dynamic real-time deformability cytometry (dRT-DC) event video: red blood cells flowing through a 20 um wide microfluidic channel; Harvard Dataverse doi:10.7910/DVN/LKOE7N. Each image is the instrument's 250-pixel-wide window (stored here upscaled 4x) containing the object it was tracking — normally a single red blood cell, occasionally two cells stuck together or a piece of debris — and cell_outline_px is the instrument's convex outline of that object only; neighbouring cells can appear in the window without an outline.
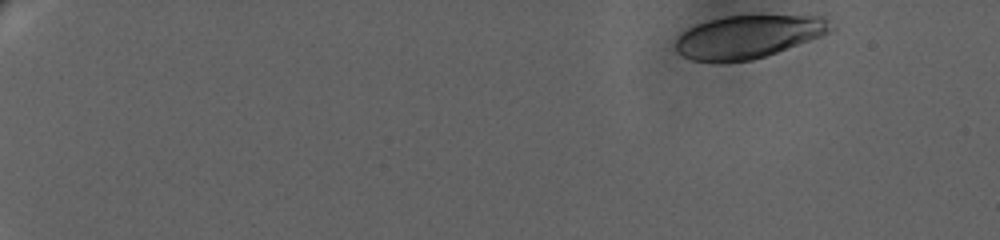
{"species": "human", "species_latin": "Homo sapiens", "temperature_condition": "warm", "stored_images_in_passage": 15, "camera_frame_rate_fps": 3000, "um_per_image_px": 0.085, "donor": {"sex": "female"}, "frame": {"image": 1, "passage_image": 1, "time_ms": 0.0, "image_size_px": [1000, 240], "cell_outline_px": [[836, 28], [820, 36], [776, 52], [752, 60], [720, 64], [692, 60], [676, 52], [672, 44], [676, 36], [680, 32], [696, 24], [708, 20], [724, 16], [824, 16]], "centroid_in_image_um": [63.49, 3.14], "position_along_channel_um": 21.5, "area_um2": 39.3}}
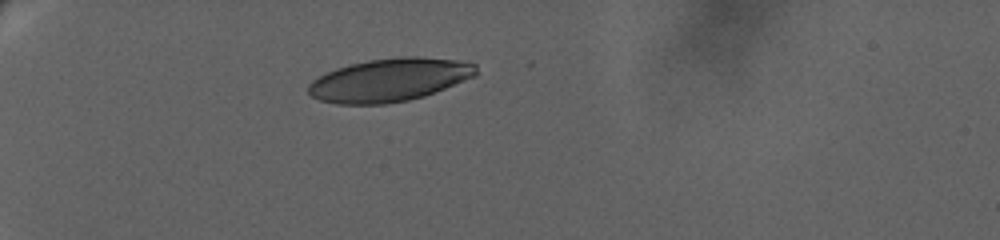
{"frame": {"image": 2, "passage_image": 11, "time_ms": 5.333, "image_size_px": [1000, 240], "cell_outline_px": [[476, 76], [424, 96], [408, 100], [384, 104], [336, 104], [320, 100], [312, 96], [308, 92], [308, 84], [312, 80], [336, 68], [368, 60], [400, 56], [420, 56], [456, 60], [476, 64]], "centroid_in_image_um": [33.1, 6.79], "position_along_channel_um": 51.9, "area_um2": 42.02}}
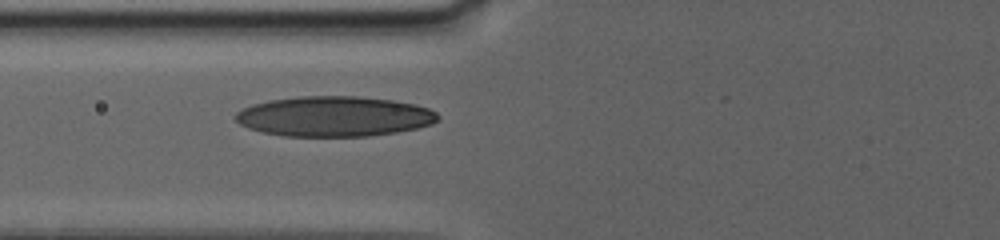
{"frame": {"image": 3, "passage_image": 15, "time_ms": 8.333, "image_size_px": [1000, 240], "cell_outline_px": [[440, 120], [432, 124], [416, 128], [396, 132], [368, 136], [284, 136], [264, 132], [248, 128], [240, 124], [232, 116], [236, 112], [252, 104], [272, 100], [296, 96], [360, 96], [392, 100], [416, 104], [428, 108], [436, 112], [440, 116]], "centroid_in_image_um": [28.42, 9.89], "position_along_channel_um": 97.4, "area_um2": 47.57}}